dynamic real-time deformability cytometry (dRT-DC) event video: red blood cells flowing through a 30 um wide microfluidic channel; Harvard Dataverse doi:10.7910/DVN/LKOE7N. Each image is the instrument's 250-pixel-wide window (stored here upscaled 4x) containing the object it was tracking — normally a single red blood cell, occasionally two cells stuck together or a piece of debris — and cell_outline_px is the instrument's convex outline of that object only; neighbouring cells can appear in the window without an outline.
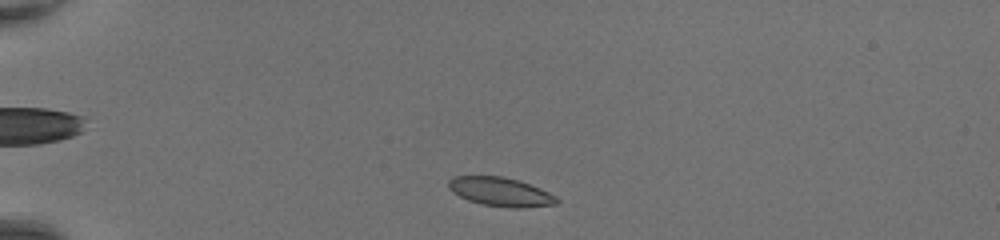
{"species": "common noctule bat (a hibernating species)", "species_latin": "Nyctalus noctula", "temperature_condition": "room temperature", "stored_images_in_passage": 38, "camera_frame_rate_fps": 3000, "um_per_image_px": 0.085, "animal": {"sex": "female", "body_mass_g": 20.0, "forearm_length_mm": 54.0}, "frame": {"image": 1, "passage_image": 3, "time_ms": 0.667, "image_size_px": [1000, 240], "cell_outline_px": [[560, 200], [556, 204], [524, 208], [508, 208], [480, 204], [468, 200], [452, 192], [448, 188], [448, 180], [452, 176], [504, 176], [520, 180], [540, 188], [556, 196]], "centroid_in_image_um": [42.54, 16.3], "position_along_channel_um": 42.5, "area_um2": 18.5}}
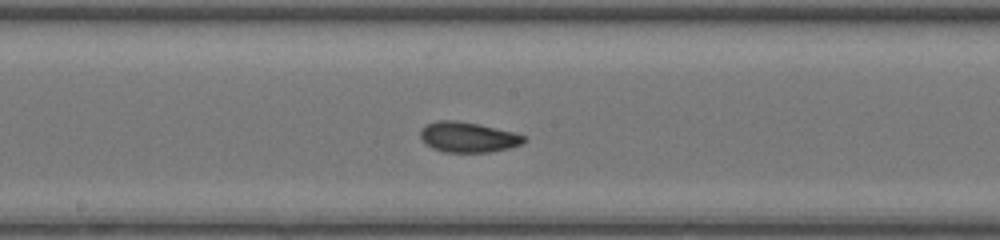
{"frame": {"image": 2, "passage_image": 18, "time_ms": 5.667, "image_size_px": [1000, 240], "cell_outline_px": [[528, 140], [520, 144], [508, 148], [492, 152], [444, 152], [432, 148], [424, 144], [420, 136], [420, 132], [428, 124], [436, 120], [456, 120], [480, 124], [528, 136]], "centroid_in_image_um": [39.79, 11.66], "position_along_channel_um": 208.4, "area_um2": 18.38}}
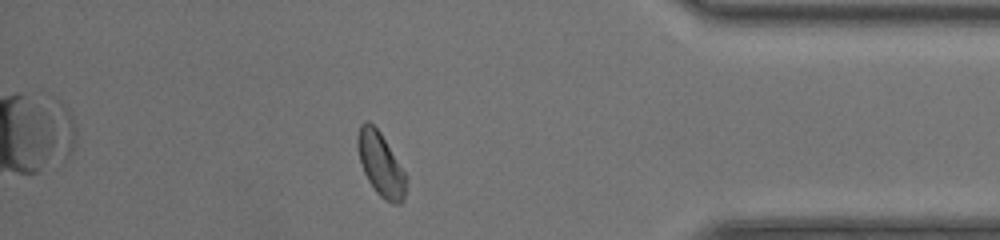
{"frame": {"image": 3, "passage_image": 33, "time_ms": 10.667, "image_size_px": [1000, 240], "cell_outline_px": [[408, 180], [404, 200], [400, 204], [392, 204], [384, 200], [376, 192], [368, 180], [364, 172], [360, 160], [356, 144], [356, 136], [360, 124], [364, 120], [368, 120], [380, 132], [408, 176]], "centroid_in_image_um": [32.38, 13.98], "position_along_channel_um": 402.8, "area_um2": 18.32}, "authors_computed_cell_mechanics": {"area_um2": 17.918, "velocity_mm_per_s": 4.376, "shape_relaxation_time_tau1_ms": 2.7978, "shape_relaxation_time_tau2_ms": 2.134, "deformation_change_tau1": 0.0828, "deformation_change_tau2": 0.0623}}